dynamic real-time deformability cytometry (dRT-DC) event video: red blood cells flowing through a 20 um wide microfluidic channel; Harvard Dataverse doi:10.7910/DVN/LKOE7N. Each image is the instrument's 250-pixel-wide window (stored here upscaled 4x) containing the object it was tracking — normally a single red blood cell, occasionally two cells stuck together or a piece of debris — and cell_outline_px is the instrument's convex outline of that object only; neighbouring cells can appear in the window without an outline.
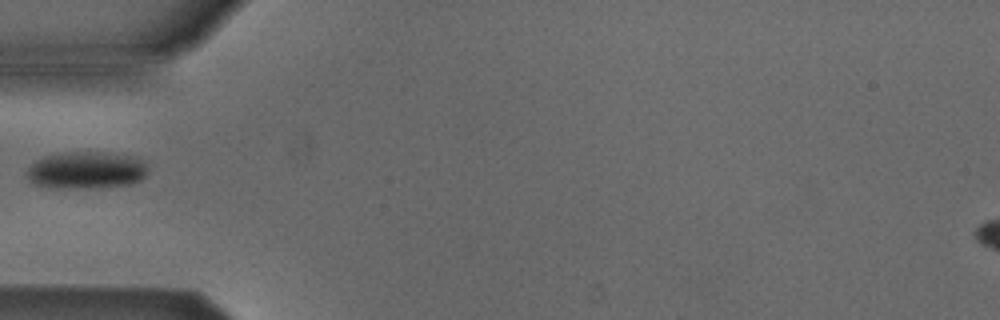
{"species": "Egyptian fruit bat (a non-hibernating species)", "species_latin": "Rousettus aegyptiacus", "temperature_condition": "cold", "stored_images_in_passage": 5, "camera_frame_rate_fps": 3000, "um_per_image_px": 0.085, "animal": {"sex": "male"}, "frame": {"image": 1, "passage_image": 5, "time_ms": 4.667, "image_size_px": [1000, 320], "cell_outline_px": [[148, 172], [140, 180], [132, 184], [88, 188], [48, 188], [36, 184], [28, 180], [24, 176], [24, 172], [36, 160], [44, 156], [56, 152], [108, 152], [136, 156], [144, 160], [148, 164]], "centroid_in_image_um": [7.33, 14.45], "position_along_channel_um": 77.7, "area_um2": 26.99}}